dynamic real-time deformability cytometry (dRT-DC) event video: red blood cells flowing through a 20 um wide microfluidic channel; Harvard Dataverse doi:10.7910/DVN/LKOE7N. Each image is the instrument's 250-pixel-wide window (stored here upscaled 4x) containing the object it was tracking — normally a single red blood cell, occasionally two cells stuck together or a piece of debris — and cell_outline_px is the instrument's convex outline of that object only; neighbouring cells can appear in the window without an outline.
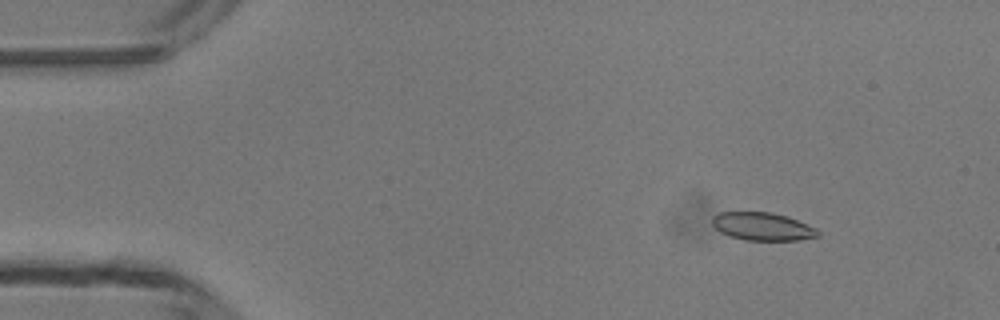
{"species": "common noctule bat (a hibernating species)", "species_latin": "Nyctalus noctula", "temperature_condition": "room temperature", "stored_images_in_passage": 48, "camera_frame_rate_fps": 3000, "um_per_image_px": 0.085, "animal": {"sex": "male", "body_mass_g": 13.3}, "frame": {"image": 1, "passage_image": 6, "time_ms": 1.667, "image_size_px": [1000, 320], "cell_outline_px": [[820, 236], [800, 240], [744, 240], [728, 236], [720, 232], [712, 224], [712, 216], [720, 212], [772, 212], [788, 216], [816, 228], [820, 232]], "centroid_in_image_um": [64.82, 19.25], "position_along_channel_um": 20.2, "area_um2": 17.4}}
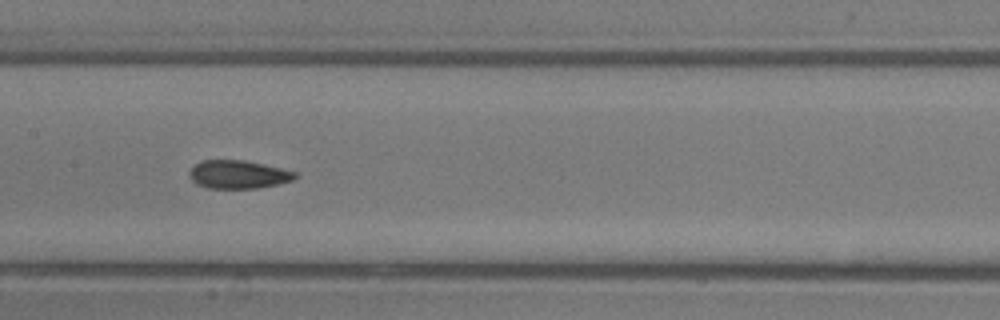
{"frame": {"image": 2, "passage_image": 24, "time_ms": 7.667, "image_size_px": [1000, 320], "cell_outline_px": [[296, 176], [292, 180], [276, 184], [256, 188], [208, 188], [196, 184], [188, 176], [188, 172], [200, 160], [240, 160], [264, 164], [296, 172]], "centroid_in_image_um": [20.19, 14.82], "position_along_channel_um": 187.2, "area_um2": 17.22}}
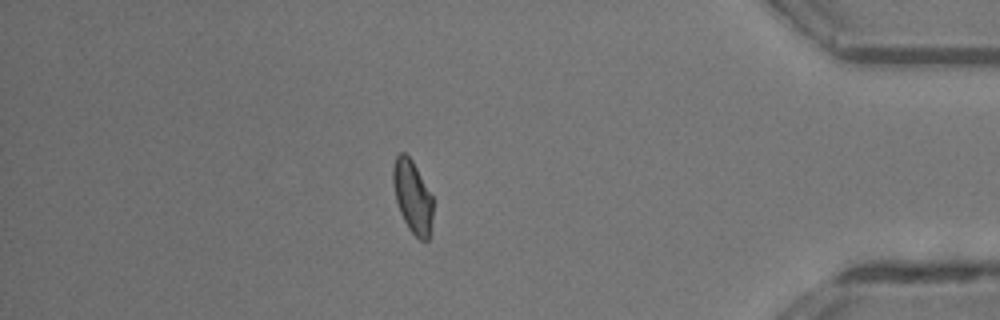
{"frame": {"image": 3, "passage_image": 42, "time_ms": 13.667, "image_size_px": [1000, 320], "cell_outline_px": [[432, 216], [428, 240], [420, 240], [408, 228], [400, 212], [396, 200], [392, 180], [392, 168], [396, 156], [400, 152], [404, 152], [412, 160], [432, 196]], "centroid_in_image_um": [35.04, 16.69], "position_along_channel_um": 400.2, "area_um2": 16.65}, "authors_computed_cell_mechanics": {"area_um2": 17.3978, "velocity_mm_per_s": 4.2432, "shape_relaxation_time_tau1_ms": null, "shape_relaxation_time_tau2_ms": 2.0159, "deformation_change_tau1": null, "deformation_change_tau2": 0.0706}}